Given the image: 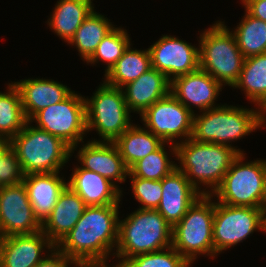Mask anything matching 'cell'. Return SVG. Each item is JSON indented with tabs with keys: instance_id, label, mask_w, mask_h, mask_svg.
I'll return each mask as SVG.
<instances>
[{
	"instance_id": "e0dca14e",
	"label": "cell",
	"mask_w": 266,
	"mask_h": 267,
	"mask_svg": "<svg viewBox=\"0 0 266 267\" xmlns=\"http://www.w3.org/2000/svg\"><path fill=\"white\" fill-rule=\"evenodd\" d=\"M161 182L162 198L156 210L173 227L202 194L177 168L162 178Z\"/></svg>"
},
{
	"instance_id": "30bf717a",
	"label": "cell",
	"mask_w": 266,
	"mask_h": 267,
	"mask_svg": "<svg viewBox=\"0 0 266 267\" xmlns=\"http://www.w3.org/2000/svg\"><path fill=\"white\" fill-rule=\"evenodd\" d=\"M33 121L37 123L36 128L59 137L71 147V153H74L78 144L84 143L83 137L87 132L85 96L73 91L63 101L37 112L30 119L31 123Z\"/></svg>"
},
{
	"instance_id": "5b68a950",
	"label": "cell",
	"mask_w": 266,
	"mask_h": 267,
	"mask_svg": "<svg viewBox=\"0 0 266 267\" xmlns=\"http://www.w3.org/2000/svg\"><path fill=\"white\" fill-rule=\"evenodd\" d=\"M30 124L28 121L10 140L24 175L60 172L72 157L71 147L59 137Z\"/></svg>"
},
{
	"instance_id": "60d3db41",
	"label": "cell",
	"mask_w": 266,
	"mask_h": 267,
	"mask_svg": "<svg viewBox=\"0 0 266 267\" xmlns=\"http://www.w3.org/2000/svg\"><path fill=\"white\" fill-rule=\"evenodd\" d=\"M261 113H262V128L265 125L266 126V104L262 107L261 109Z\"/></svg>"
},
{
	"instance_id": "cb8c5ba5",
	"label": "cell",
	"mask_w": 266,
	"mask_h": 267,
	"mask_svg": "<svg viewBox=\"0 0 266 267\" xmlns=\"http://www.w3.org/2000/svg\"><path fill=\"white\" fill-rule=\"evenodd\" d=\"M93 0H58L48 25L59 38L69 41L76 30L94 10Z\"/></svg>"
},
{
	"instance_id": "8fae6325",
	"label": "cell",
	"mask_w": 266,
	"mask_h": 267,
	"mask_svg": "<svg viewBox=\"0 0 266 267\" xmlns=\"http://www.w3.org/2000/svg\"><path fill=\"white\" fill-rule=\"evenodd\" d=\"M146 129L165 143H170V152L176 156L175 141L191 138L194 113L180 103L171 93L153 103L141 115ZM176 138V140H174Z\"/></svg>"
},
{
	"instance_id": "f546056e",
	"label": "cell",
	"mask_w": 266,
	"mask_h": 267,
	"mask_svg": "<svg viewBox=\"0 0 266 267\" xmlns=\"http://www.w3.org/2000/svg\"><path fill=\"white\" fill-rule=\"evenodd\" d=\"M244 58L266 53V22L251 16L246 10L237 28L231 31Z\"/></svg>"
},
{
	"instance_id": "7402d4cb",
	"label": "cell",
	"mask_w": 266,
	"mask_h": 267,
	"mask_svg": "<svg viewBox=\"0 0 266 267\" xmlns=\"http://www.w3.org/2000/svg\"><path fill=\"white\" fill-rule=\"evenodd\" d=\"M121 89L129 111L141 115L153 103L170 93V81L163 73L152 67Z\"/></svg>"
},
{
	"instance_id": "d6a6232c",
	"label": "cell",
	"mask_w": 266,
	"mask_h": 267,
	"mask_svg": "<svg viewBox=\"0 0 266 267\" xmlns=\"http://www.w3.org/2000/svg\"><path fill=\"white\" fill-rule=\"evenodd\" d=\"M166 251V252H165ZM126 267H189L191 264L172 246L128 259Z\"/></svg>"
},
{
	"instance_id": "9a60e30c",
	"label": "cell",
	"mask_w": 266,
	"mask_h": 267,
	"mask_svg": "<svg viewBox=\"0 0 266 267\" xmlns=\"http://www.w3.org/2000/svg\"><path fill=\"white\" fill-rule=\"evenodd\" d=\"M222 88L217 80L200 68L170 82V93L193 113L192 106L198 107L200 112L221 106H215V100Z\"/></svg>"
},
{
	"instance_id": "f35d334b",
	"label": "cell",
	"mask_w": 266,
	"mask_h": 267,
	"mask_svg": "<svg viewBox=\"0 0 266 267\" xmlns=\"http://www.w3.org/2000/svg\"><path fill=\"white\" fill-rule=\"evenodd\" d=\"M262 213V231L266 232V203L261 208Z\"/></svg>"
},
{
	"instance_id": "1f68e13d",
	"label": "cell",
	"mask_w": 266,
	"mask_h": 267,
	"mask_svg": "<svg viewBox=\"0 0 266 267\" xmlns=\"http://www.w3.org/2000/svg\"><path fill=\"white\" fill-rule=\"evenodd\" d=\"M163 143L156 151L151 152L143 159L137 161L129 172L134 177L151 180H161L169 175L175 168L176 163L170 161L168 152L165 150Z\"/></svg>"
},
{
	"instance_id": "d590c367",
	"label": "cell",
	"mask_w": 266,
	"mask_h": 267,
	"mask_svg": "<svg viewBox=\"0 0 266 267\" xmlns=\"http://www.w3.org/2000/svg\"><path fill=\"white\" fill-rule=\"evenodd\" d=\"M48 254L35 267H70L71 264L73 266L75 263L71 258L63 254L57 247L53 248L50 252H48Z\"/></svg>"
},
{
	"instance_id": "83f0119b",
	"label": "cell",
	"mask_w": 266,
	"mask_h": 267,
	"mask_svg": "<svg viewBox=\"0 0 266 267\" xmlns=\"http://www.w3.org/2000/svg\"><path fill=\"white\" fill-rule=\"evenodd\" d=\"M115 26L102 14L95 10L83 21L68 44L74 45L84 61H88L98 45Z\"/></svg>"
},
{
	"instance_id": "9c48e42d",
	"label": "cell",
	"mask_w": 266,
	"mask_h": 267,
	"mask_svg": "<svg viewBox=\"0 0 266 267\" xmlns=\"http://www.w3.org/2000/svg\"><path fill=\"white\" fill-rule=\"evenodd\" d=\"M93 95L85 98L87 133L95 129L101 137L93 142H114L133 124L123 91L103 81Z\"/></svg>"
},
{
	"instance_id": "ac0fdd59",
	"label": "cell",
	"mask_w": 266,
	"mask_h": 267,
	"mask_svg": "<svg viewBox=\"0 0 266 267\" xmlns=\"http://www.w3.org/2000/svg\"><path fill=\"white\" fill-rule=\"evenodd\" d=\"M82 146L76 156L81 168L96 172L115 185L126 181L129 169L114 142L88 141Z\"/></svg>"
},
{
	"instance_id": "ffe728a7",
	"label": "cell",
	"mask_w": 266,
	"mask_h": 267,
	"mask_svg": "<svg viewBox=\"0 0 266 267\" xmlns=\"http://www.w3.org/2000/svg\"><path fill=\"white\" fill-rule=\"evenodd\" d=\"M86 208L83 199L66 186L41 230L57 246L73 229Z\"/></svg>"
},
{
	"instance_id": "4316f807",
	"label": "cell",
	"mask_w": 266,
	"mask_h": 267,
	"mask_svg": "<svg viewBox=\"0 0 266 267\" xmlns=\"http://www.w3.org/2000/svg\"><path fill=\"white\" fill-rule=\"evenodd\" d=\"M232 88L244 91L247 99L262 109L266 104V53L244 59L240 76Z\"/></svg>"
},
{
	"instance_id": "4fadbf2b",
	"label": "cell",
	"mask_w": 266,
	"mask_h": 267,
	"mask_svg": "<svg viewBox=\"0 0 266 267\" xmlns=\"http://www.w3.org/2000/svg\"><path fill=\"white\" fill-rule=\"evenodd\" d=\"M1 238L41 230L24 183L0 187Z\"/></svg>"
},
{
	"instance_id": "d4e9b609",
	"label": "cell",
	"mask_w": 266,
	"mask_h": 267,
	"mask_svg": "<svg viewBox=\"0 0 266 267\" xmlns=\"http://www.w3.org/2000/svg\"><path fill=\"white\" fill-rule=\"evenodd\" d=\"M114 143L125 165L130 169L137 161L156 151L164 141L148 129L132 124Z\"/></svg>"
},
{
	"instance_id": "5bb4252c",
	"label": "cell",
	"mask_w": 266,
	"mask_h": 267,
	"mask_svg": "<svg viewBox=\"0 0 266 267\" xmlns=\"http://www.w3.org/2000/svg\"><path fill=\"white\" fill-rule=\"evenodd\" d=\"M152 67L171 82L174 78L200 68L199 48L171 35L161 38L149 47Z\"/></svg>"
},
{
	"instance_id": "7a4b0ae2",
	"label": "cell",
	"mask_w": 266,
	"mask_h": 267,
	"mask_svg": "<svg viewBox=\"0 0 266 267\" xmlns=\"http://www.w3.org/2000/svg\"><path fill=\"white\" fill-rule=\"evenodd\" d=\"M175 147V157L180 163L176 168L202 195H211L219 187L233 160L239 155L233 147L197 142L192 138L176 142ZM199 184L212 188L211 192L201 190Z\"/></svg>"
},
{
	"instance_id": "52a82bcc",
	"label": "cell",
	"mask_w": 266,
	"mask_h": 267,
	"mask_svg": "<svg viewBox=\"0 0 266 267\" xmlns=\"http://www.w3.org/2000/svg\"><path fill=\"white\" fill-rule=\"evenodd\" d=\"M244 159L245 153L233 160L211 196L226 205L262 208L266 203V160L243 163Z\"/></svg>"
},
{
	"instance_id": "836d02e7",
	"label": "cell",
	"mask_w": 266,
	"mask_h": 267,
	"mask_svg": "<svg viewBox=\"0 0 266 267\" xmlns=\"http://www.w3.org/2000/svg\"><path fill=\"white\" fill-rule=\"evenodd\" d=\"M132 183L133 197L142 206L139 209H157L162 198L161 180L142 179L128 173Z\"/></svg>"
},
{
	"instance_id": "ba28073f",
	"label": "cell",
	"mask_w": 266,
	"mask_h": 267,
	"mask_svg": "<svg viewBox=\"0 0 266 267\" xmlns=\"http://www.w3.org/2000/svg\"><path fill=\"white\" fill-rule=\"evenodd\" d=\"M211 195H202L173 226L172 247L190 264L198 255L214 258L213 219L215 202Z\"/></svg>"
},
{
	"instance_id": "277c9868",
	"label": "cell",
	"mask_w": 266,
	"mask_h": 267,
	"mask_svg": "<svg viewBox=\"0 0 266 267\" xmlns=\"http://www.w3.org/2000/svg\"><path fill=\"white\" fill-rule=\"evenodd\" d=\"M173 227L156 209H137L119 219L115 255L124 264L133 256L159 251L172 246Z\"/></svg>"
},
{
	"instance_id": "ab89813d",
	"label": "cell",
	"mask_w": 266,
	"mask_h": 267,
	"mask_svg": "<svg viewBox=\"0 0 266 267\" xmlns=\"http://www.w3.org/2000/svg\"><path fill=\"white\" fill-rule=\"evenodd\" d=\"M91 267H111V266H107V264L103 262V263H91ZM112 267H126V266L124 264L118 263L115 264V266L113 265Z\"/></svg>"
},
{
	"instance_id": "f1b7e54d",
	"label": "cell",
	"mask_w": 266,
	"mask_h": 267,
	"mask_svg": "<svg viewBox=\"0 0 266 267\" xmlns=\"http://www.w3.org/2000/svg\"><path fill=\"white\" fill-rule=\"evenodd\" d=\"M6 92H0V137L11 140L28 120L25 117L21 95L14 83H9Z\"/></svg>"
},
{
	"instance_id": "e575fe53",
	"label": "cell",
	"mask_w": 266,
	"mask_h": 267,
	"mask_svg": "<svg viewBox=\"0 0 266 267\" xmlns=\"http://www.w3.org/2000/svg\"><path fill=\"white\" fill-rule=\"evenodd\" d=\"M24 176L19 159L10 149L0 161V187L20 184Z\"/></svg>"
},
{
	"instance_id": "6da1fadb",
	"label": "cell",
	"mask_w": 266,
	"mask_h": 267,
	"mask_svg": "<svg viewBox=\"0 0 266 267\" xmlns=\"http://www.w3.org/2000/svg\"><path fill=\"white\" fill-rule=\"evenodd\" d=\"M119 208V204L86 206L73 229L56 247L75 263H106L117 247Z\"/></svg>"
},
{
	"instance_id": "7c38bea8",
	"label": "cell",
	"mask_w": 266,
	"mask_h": 267,
	"mask_svg": "<svg viewBox=\"0 0 266 267\" xmlns=\"http://www.w3.org/2000/svg\"><path fill=\"white\" fill-rule=\"evenodd\" d=\"M262 231L261 208L232 206L215 202L213 219L214 257L247 239L254 231Z\"/></svg>"
},
{
	"instance_id": "44dd1931",
	"label": "cell",
	"mask_w": 266,
	"mask_h": 267,
	"mask_svg": "<svg viewBox=\"0 0 266 267\" xmlns=\"http://www.w3.org/2000/svg\"><path fill=\"white\" fill-rule=\"evenodd\" d=\"M13 83L20 92L23 111L28 121L40 110L63 101L73 92L52 79L29 78Z\"/></svg>"
},
{
	"instance_id": "484cf974",
	"label": "cell",
	"mask_w": 266,
	"mask_h": 267,
	"mask_svg": "<svg viewBox=\"0 0 266 267\" xmlns=\"http://www.w3.org/2000/svg\"><path fill=\"white\" fill-rule=\"evenodd\" d=\"M130 46L112 68L105 73L104 82L106 84L122 88L152 68L149 48L147 50H134Z\"/></svg>"
},
{
	"instance_id": "603a6c76",
	"label": "cell",
	"mask_w": 266,
	"mask_h": 267,
	"mask_svg": "<svg viewBox=\"0 0 266 267\" xmlns=\"http://www.w3.org/2000/svg\"><path fill=\"white\" fill-rule=\"evenodd\" d=\"M60 172L33 173L24 176L22 181L26 187L34 214L42 224L52 212L62 191L67 186Z\"/></svg>"
},
{
	"instance_id": "3957f363",
	"label": "cell",
	"mask_w": 266,
	"mask_h": 267,
	"mask_svg": "<svg viewBox=\"0 0 266 267\" xmlns=\"http://www.w3.org/2000/svg\"><path fill=\"white\" fill-rule=\"evenodd\" d=\"M262 127L261 108L245 109L233 105H221L217 108L195 114L191 138L197 142L215 143L233 147L239 154L242 150L230 144L254 130Z\"/></svg>"
},
{
	"instance_id": "4dcf8cb0",
	"label": "cell",
	"mask_w": 266,
	"mask_h": 267,
	"mask_svg": "<svg viewBox=\"0 0 266 267\" xmlns=\"http://www.w3.org/2000/svg\"><path fill=\"white\" fill-rule=\"evenodd\" d=\"M130 37L126 29L115 27L106 37L102 39L96 51L87 61L90 64H96L101 60L106 63L105 73L123 56L128 48ZM100 60V61H99Z\"/></svg>"
},
{
	"instance_id": "b9f144b4",
	"label": "cell",
	"mask_w": 266,
	"mask_h": 267,
	"mask_svg": "<svg viewBox=\"0 0 266 267\" xmlns=\"http://www.w3.org/2000/svg\"><path fill=\"white\" fill-rule=\"evenodd\" d=\"M72 267V266H71ZM74 267H91V263H81V262H77L74 263Z\"/></svg>"
},
{
	"instance_id": "2e32d148",
	"label": "cell",
	"mask_w": 266,
	"mask_h": 267,
	"mask_svg": "<svg viewBox=\"0 0 266 267\" xmlns=\"http://www.w3.org/2000/svg\"><path fill=\"white\" fill-rule=\"evenodd\" d=\"M55 247L42 230L33 234L2 237L0 267H35L45 258L43 251L48 248L50 252Z\"/></svg>"
},
{
	"instance_id": "74e56055",
	"label": "cell",
	"mask_w": 266,
	"mask_h": 267,
	"mask_svg": "<svg viewBox=\"0 0 266 267\" xmlns=\"http://www.w3.org/2000/svg\"><path fill=\"white\" fill-rule=\"evenodd\" d=\"M11 149V141L7 138L0 137V161L2 157Z\"/></svg>"
},
{
	"instance_id": "7bdbcfd3",
	"label": "cell",
	"mask_w": 266,
	"mask_h": 267,
	"mask_svg": "<svg viewBox=\"0 0 266 267\" xmlns=\"http://www.w3.org/2000/svg\"><path fill=\"white\" fill-rule=\"evenodd\" d=\"M241 1H242V4L245 6L251 0H241Z\"/></svg>"
},
{
	"instance_id": "d6986e66",
	"label": "cell",
	"mask_w": 266,
	"mask_h": 267,
	"mask_svg": "<svg viewBox=\"0 0 266 267\" xmlns=\"http://www.w3.org/2000/svg\"><path fill=\"white\" fill-rule=\"evenodd\" d=\"M67 186L76 192L86 206L120 204L122 190L100 174L76 166Z\"/></svg>"
},
{
	"instance_id": "8992f818",
	"label": "cell",
	"mask_w": 266,
	"mask_h": 267,
	"mask_svg": "<svg viewBox=\"0 0 266 267\" xmlns=\"http://www.w3.org/2000/svg\"><path fill=\"white\" fill-rule=\"evenodd\" d=\"M200 69L209 73L222 86L237 82L244 62L235 35L222 21H217L200 34Z\"/></svg>"
},
{
	"instance_id": "8d00e7d4",
	"label": "cell",
	"mask_w": 266,
	"mask_h": 267,
	"mask_svg": "<svg viewBox=\"0 0 266 267\" xmlns=\"http://www.w3.org/2000/svg\"><path fill=\"white\" fill-rule=\"evenodd\" d=\"M244 7L251 16L266 22V0H251Z\"/></svg>"
}]
</instances>
